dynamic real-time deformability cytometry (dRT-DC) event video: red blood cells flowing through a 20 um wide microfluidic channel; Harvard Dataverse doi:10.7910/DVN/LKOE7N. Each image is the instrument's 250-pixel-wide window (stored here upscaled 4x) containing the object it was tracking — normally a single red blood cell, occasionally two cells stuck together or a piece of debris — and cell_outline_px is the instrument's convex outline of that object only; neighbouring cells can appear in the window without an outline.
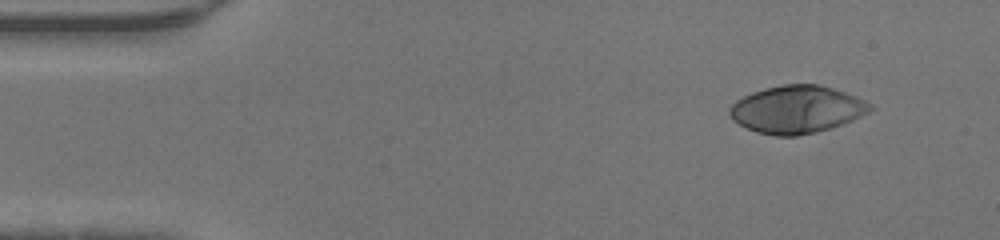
{"species": "human", "species_latin": "Homo sapiens", "temperature_condition": "warm", "stored_images_in_passage": 42, "camera_frame_rate_fps": 3000, "um_per_image_px": 0.085, "donor": {"sex": "male"}, "frame": {"image": 1, "passage_image": 1, "time_ms": 0.0, "image_size_px": [1000, 240], "cell_outline_px": [[872, 108], [868, 112], [852, 120], [832, 128], [816, 132], [796, 136], [776, 136], [756, 132], [732, 120], [728, 112], [728, 108], [736, 100], [752, 92], [764, 88], [784, 84], [816, 84], [832, 88], [856, 96], [872, 104]], "centroid_in_image_um": [67.7, 9.3], "position_along_channel_um": 17.3, "area_um2": 38.9}}
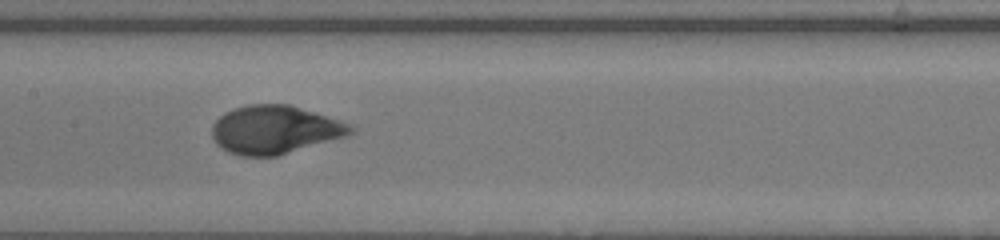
{"frame": {"image": 2, "passage_image": 19, "time_ms": 6.0, "image_size_px": [1000, 240], "cell_outline_px": [[356, 132], [348, 136], [276, 156], [240, 156], [228, 152], [220, 148], [216, 144], [212, 136], [212, 124], [224, 112], [248, 104], [288, 104], [340, 120], [352, 124], [356, 128]], "centroid_in_image_um": [23.37, 11.03], "position_along_channel_um": 184.0, "area_um2": 39.25}}
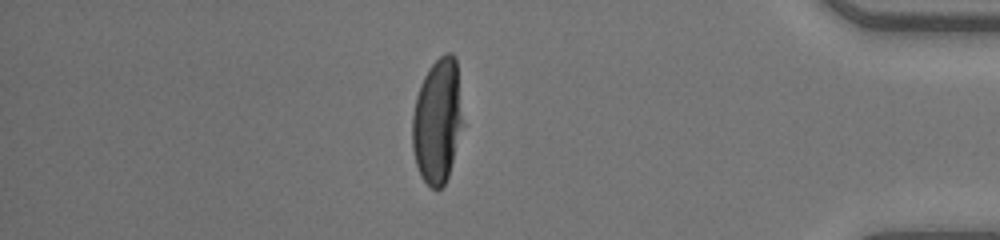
{"frame": {"image": 3, "passage_image": 36, "time_ms": 11.667, "image_size_px": [1000, 240], "cell_outline_px": [[460, 124], [452, 160], [448, 176], [444, 184], [440, 188], [432, 188], [420, 176], [416, 164], [412, 148], [412, 116], [416, 96], [420, 84], [428, 68], [444, 52], [452, 52], [456, 56], [460, 116]], "centroid_in_image_um": [37.11, 10.25], "position_along_channel_um": 398.1, "area_um2": 35.66}}